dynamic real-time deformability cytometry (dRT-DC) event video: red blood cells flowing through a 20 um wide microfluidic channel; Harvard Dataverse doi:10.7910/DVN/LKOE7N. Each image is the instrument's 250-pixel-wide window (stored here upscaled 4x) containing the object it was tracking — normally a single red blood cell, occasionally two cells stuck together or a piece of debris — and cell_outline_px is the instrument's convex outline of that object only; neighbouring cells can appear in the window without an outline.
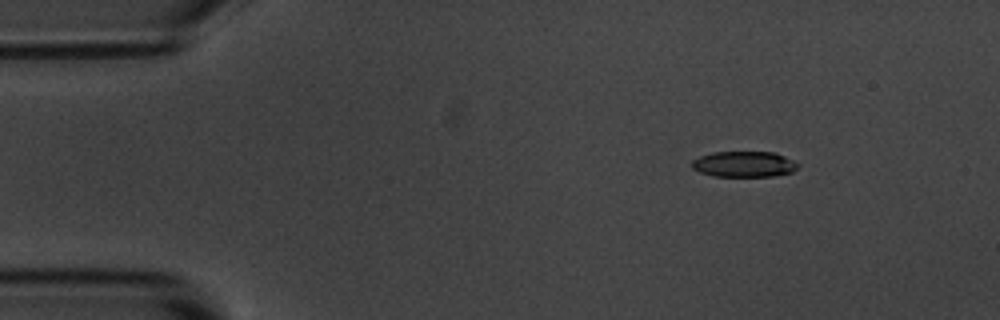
{"species": "common noctule bat (a hibernating species)", "species_latin": "Nyctalus noctula", "temperature_condition": "room temperature", "stored_images_in_passage": 3, "camera_frame_rate_fps": 3000, "um_per_image_px": 0.085, "animal": {"sex": "male", "body_mass_g": 20.1, "forearm_length_mm": 53.5}, "frame": {"image": 1, "passage_image": 1, "time_ms": 0.0, "image_size_px": [1000, 320], "cell_outline_px": [[800, 164], [792, 172], [772, 176], [712, 176], [700, 172], [692, 168], [692, 160], [700, 156], [712, 152], [776, 152]], "centroid_in_image_um": [63.23, 13.95], "position_along_channel_um": 21.8, "area_um2": 15.9}}
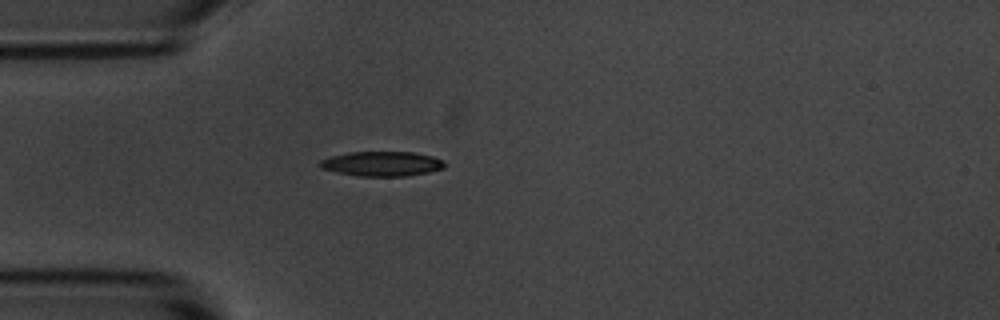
{"frame": {"image": 2, "passage_image": 3, "time_ms": 2.667, "image_size_px": [1000, 320], "cell_outline_px": [[444, 168], [428, 172], [408, 176], [360, 176], [336, 172], [320, 168], [320, 160], [332, 156], [348, 152], [412, 152], [432, 156], [444, 160]], "centroid_in_image_um": [32.47, 13.92], "position_along_channel_um": 52.5, "area_um2": 17.92}}